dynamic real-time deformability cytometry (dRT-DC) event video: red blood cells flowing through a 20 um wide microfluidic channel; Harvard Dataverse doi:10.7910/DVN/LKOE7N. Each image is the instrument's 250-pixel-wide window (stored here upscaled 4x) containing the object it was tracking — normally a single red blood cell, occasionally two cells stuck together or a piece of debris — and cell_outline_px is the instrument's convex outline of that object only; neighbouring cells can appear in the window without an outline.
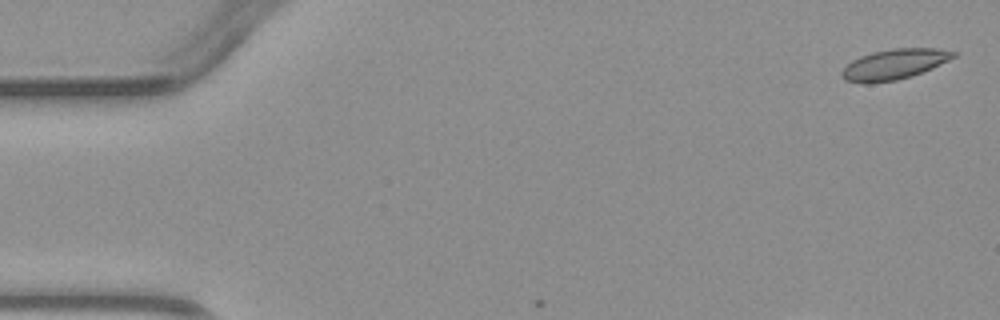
{"species": "common noctule bat (a hibernating species)", "species_latin": "Nyctalus noctula", "temperature_condition": "warm", "stored_images_in_passage": 3, "camera_frame_rate_fps": 3000, "um_per_image_px": 0.085, "animal": {"sex": "male", "body_mass_g": 23.1, "forearm_length_mm": 52.7}, "frame": {"image": 1, "passage_image": 1, "time_ms": 0.0, "image_size_px": [1000, 320], "cell_outline_px": [[956, 56], [932, 68], [912, 76], [896, 80], [872, 84], [864, 84], [844, 80], [840, 76], [840, 72], [852, 60], [860, 56], [872, 52], [892, 48], [936, 48], [956, 52]], "centroid_in_image_um": [75.96, 5.48], "position_along_channel_um": 9.0, "area_um2": 19.88}}